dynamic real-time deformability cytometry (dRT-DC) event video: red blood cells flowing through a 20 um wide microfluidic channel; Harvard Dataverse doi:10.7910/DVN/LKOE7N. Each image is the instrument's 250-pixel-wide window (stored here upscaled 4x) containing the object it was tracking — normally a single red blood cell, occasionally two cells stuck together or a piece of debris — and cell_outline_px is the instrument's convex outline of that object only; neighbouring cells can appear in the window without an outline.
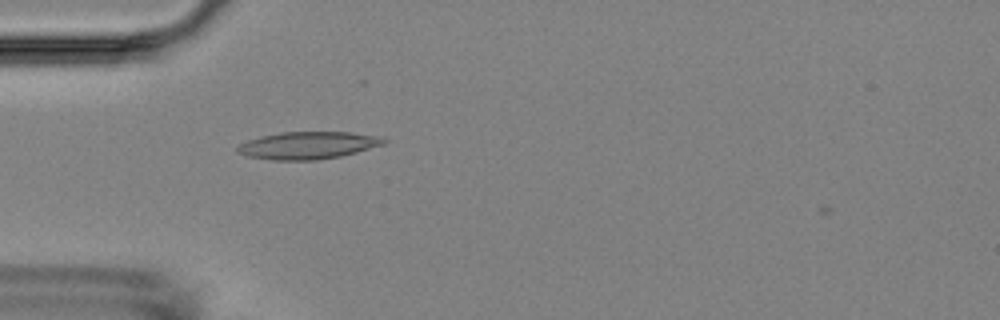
{"species": "Egyptian fruit bat (a non-hibernating species)", "species_latin": "Rousettus aegyptiacus", "temperature_condition": "room temperature", "stored_images_in_passage": 2, "camera_frame_rate_fps": 3000, "um_per_image_px": 0.085, "animal": {"sex": "female"}, "frame": {"image": 1, "passage_image": 2, "time_ms": 1.0, "image_size_px": [1000, 320], "cell_outline_px": [[388, 140], [384, 144], [356, 152], [340, 156], [316, 160], [272, 160], [248, 156], [236, 152], [236, 148], [240, 144], [248, 140], [260, 136], [280, 132], [352, 132], [380, 136]], "centroid_in_image_um": [26.17, 12.35], "position_along_channel_um": 58.8, "area_um2": 23.35}}